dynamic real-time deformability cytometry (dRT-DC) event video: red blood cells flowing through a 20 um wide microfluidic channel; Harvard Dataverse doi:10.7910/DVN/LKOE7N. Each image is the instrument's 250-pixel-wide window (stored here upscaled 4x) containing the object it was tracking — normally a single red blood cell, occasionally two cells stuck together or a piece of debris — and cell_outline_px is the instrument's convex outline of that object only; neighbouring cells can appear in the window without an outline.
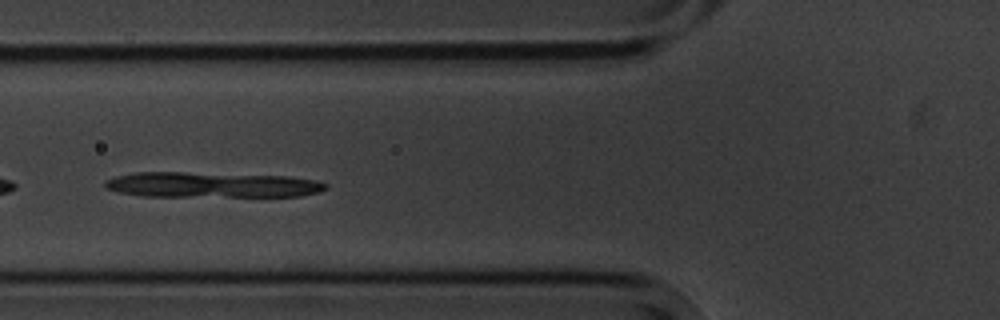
{"species": "common noctule bat (a hibernating species)", "species_latin": "Nyctalus noctula", "temperature_condition": "cold", "stored_images_in_passage": 14, "camera_frame_rate_fps": 3000, "um_per_image_px": 0.085, "animal": {"sex": "male", "body_mass_g": 20.1, "forearm_length_mm": 53.5}, "frame": {"image": 1, "passage_image": 5, "time_ms": 5.667, "image_size_px": [1000, 320], "cell_outline_px": [[328, 188], [320, 192], [300, 196], [144, 196], [120, 192], [104, 188], [104, 180], [116, 176], [136, 172], [184, 172], [288, 176], [316, 180], [328, 184]], "centroid_in_image_um": [18.01, 15.7], "position_along_channel_um": 107.8, "area_um2": 32.77}}